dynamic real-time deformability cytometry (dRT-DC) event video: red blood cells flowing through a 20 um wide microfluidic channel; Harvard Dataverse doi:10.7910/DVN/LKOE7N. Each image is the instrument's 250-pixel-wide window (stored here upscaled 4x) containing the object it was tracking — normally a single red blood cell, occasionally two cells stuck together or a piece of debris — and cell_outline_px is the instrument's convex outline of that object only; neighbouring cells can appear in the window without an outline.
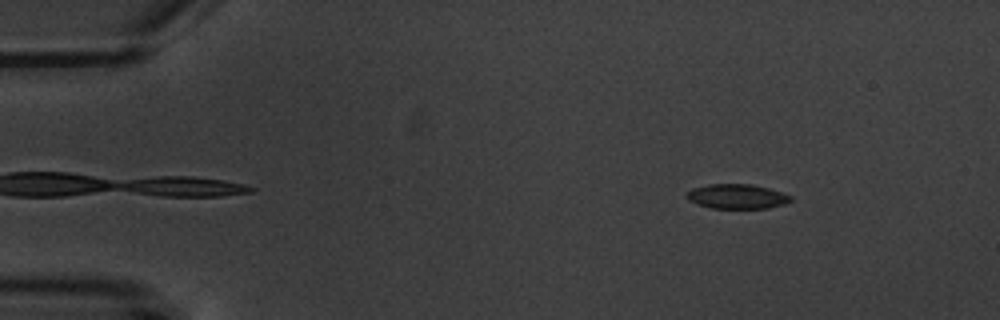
{"species": "common noctule bat (a hibernating species)", "species_latin": "Nyctalus noctula", "temperature_condition": "warm", "stored_images_in_passage": 3, "camera_frame_rate_fps": 3000, "um_per_image_px": 0.085, "animal": {"sex": "male", "body_mass_g": 20.1, "forearm_length_mm": 53.5}, "frame": {"image": 1, "passage_image": 1, "time_ms": 0.0, "image_size_px": [1000, 320], "cell_outline_px": [[792, 200], [784, 204], [768, 208], [712, 208], [696, 204], [688, 200], [684, 196], [692, 188], [708, 184], [752, 184], [768, 188], [792, 196]], "centroid_in_image_um": [62.61, 16.69], "position_along_channel_um": 22.4, "area_um2": 14.97}}